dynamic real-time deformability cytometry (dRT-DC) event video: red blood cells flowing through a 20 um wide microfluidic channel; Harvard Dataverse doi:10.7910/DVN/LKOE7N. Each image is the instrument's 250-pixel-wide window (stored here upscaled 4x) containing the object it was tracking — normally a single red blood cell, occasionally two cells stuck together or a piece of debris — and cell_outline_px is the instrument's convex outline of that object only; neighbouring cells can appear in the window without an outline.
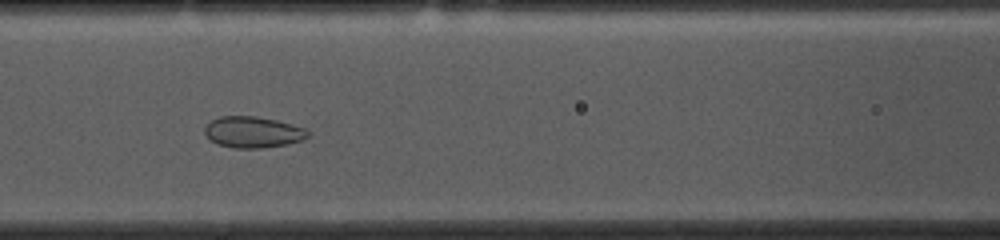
{"species": "common noctule bat (a hibernating species)", "species_latin": "Nyctalus noctula", "temperature_condition": "cold", "stored_images_in_passage": 54, "camera_frame_rate_fps": 3000, "um_per_image_px": 0.085, "animal": {"sex": "female", "body_mass_g": 10.0, "forearm_length_mm": 53.1}, "frame": {"image": 1, "passage_image": 21, "time_ms": 6.667, "image_size_px": [1000, 240], "cell_outline_px": [[308, 136], [300, 140], [288, 144], [260, 148], [236, 148], [220, 144], [212, 140], [204, 132], [204, 128], [212, 120], [220, 116], [256, 116], [276, 120], [292, 124], [304, 128], [308, 132]], "centroid_in_image_um": [21.5, 11.22], "position_along_channel_um": 145.1, "area_um2": 18.44}}
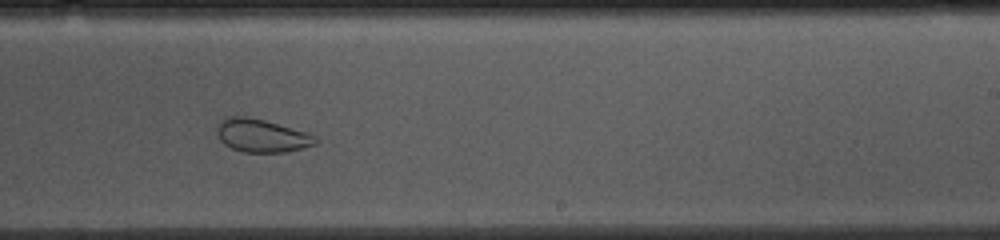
{"frame": {"image": 2, "passage_image": 31, "time_ms": 10.0, "image_size_px": [1000, 240], "cell_outline_px": [[320, 140], [316, 144], [304, 148], [288, 152], [244, 152], [232, 148], [224, 144], [220, 140], [216, 132], [216, 128], [220, 120], [224, 116], [248, 116], [264, 120], [308, 132], [316, 136]], "centroid_in_image_um": [22.25, 11.52], "position_along_channel_um": 266.7, "area_um2": 19.36}}
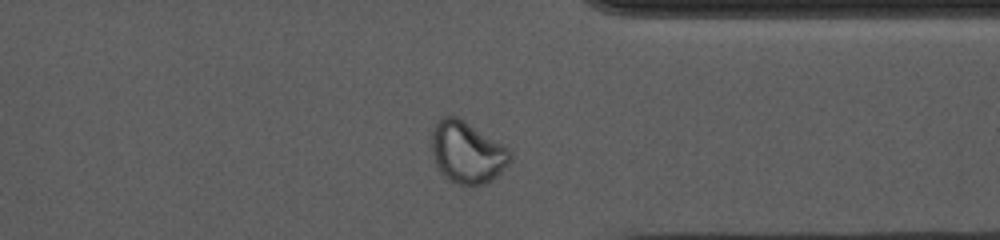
{"frame": {"image": 3, "passage_image": 40, "time_ms": 13.0, "image_size_px": [1000, 240], "cell_outline_px": [[512, 156], [508, 164], [492, 180], [484, 184], [460, 184], [444, 176], [436, 168], [432, 152], [432, 128], [436, 120], [444, 116], [456, 116], [464, 120], [508, 148], [512, 152]], "centroid_in_image_um": [39.68, 12.93], "position_along_channel_um": 371.7, "area_um2": 28.09}}